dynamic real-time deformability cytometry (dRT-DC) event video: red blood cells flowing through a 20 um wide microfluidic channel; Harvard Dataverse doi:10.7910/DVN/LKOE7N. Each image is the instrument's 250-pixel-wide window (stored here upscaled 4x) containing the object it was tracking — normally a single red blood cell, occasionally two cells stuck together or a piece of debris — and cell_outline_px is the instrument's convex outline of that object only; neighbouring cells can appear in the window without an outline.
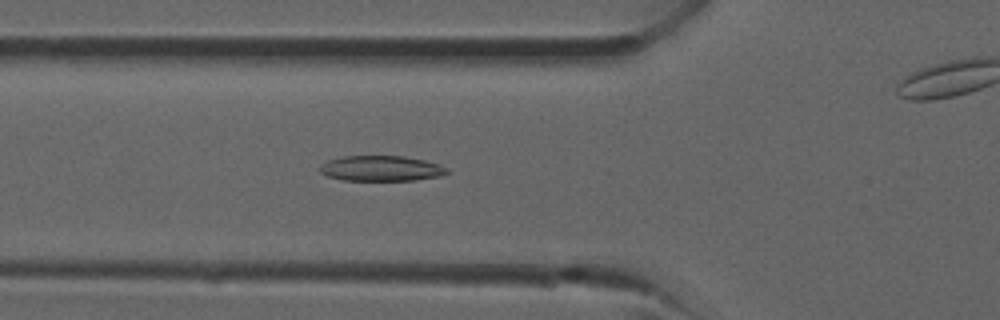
{"species": "common noctule bat (a hibernating species)", "species_latin": "Nyctalus noctula", "temperature_condition": "room temperature", "stored_images_in_passage": 18, "camera_frame_rate_fps": 3000, "um_per_image_px": 0.085, "animal": {"sex": "male", "forearm_length_mm": 52.5}, "frame": {"image": 1, "passage_image": 6, "time_ms": 1.667, "image_size_px": [1000, 320], "cell_outline_px": [[448, 172], [440, 176], [416, 180], [344, 180], [328, 176], [320, 172], [320, 164], [328, 160], [344, 156], [404, 156], [424, 160], [440, 164], [448, 168]], "centroid_in_image_um": [32.41, 14.31], "position_along_channel_um": 93.4, "area_um2": 18.79}}
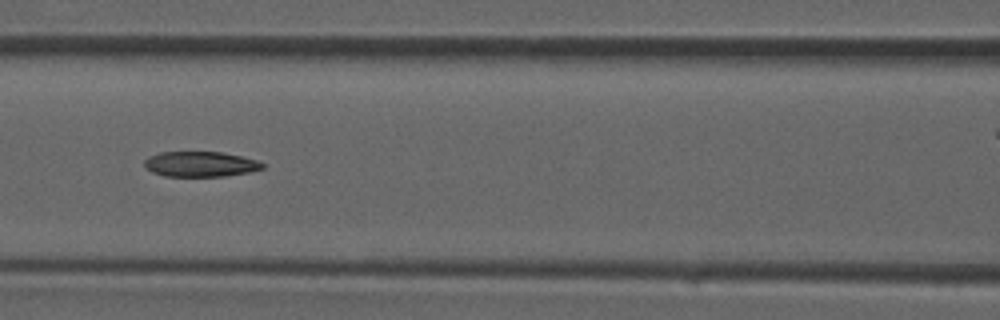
{"frame": {"image": 2, "passage_image": 9, "time_ms": 2.667, "image_size_px": [1000, 320], "cell_outline_px": [[264, 168], [252, 172], [224, 176], [164, 176], [152, 172], [144, 164], [144, 160], [148, 156], [160, 152], [220, 152], [240, 156], [256, 160], [264, 164]], "centroid_in_image_um": [17.03, 13.95], "position_along_channel_um": 149.6, "area_um2": 17.34}}